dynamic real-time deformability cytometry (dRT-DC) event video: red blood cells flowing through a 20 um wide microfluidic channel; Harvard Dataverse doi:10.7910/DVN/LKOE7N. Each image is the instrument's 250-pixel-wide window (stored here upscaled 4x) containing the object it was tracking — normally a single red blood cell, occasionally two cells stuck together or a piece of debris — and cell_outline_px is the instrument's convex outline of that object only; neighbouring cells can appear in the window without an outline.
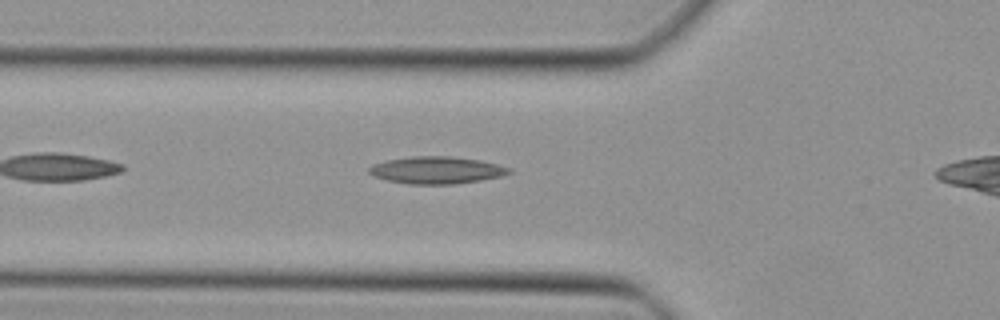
{"species": "Egyptian fruit bat (a non-hibernating species)", "species_latin": "Rousettus aegyptiacus", "temperature_condition": "cold", "stored_images_in_passage": 31, "camera_frame_rate_fps": 3000, "um_per_image_px": 0.085, "animal": {"sex": "female"}, "frame": {"image": 1, "passage_image": 6, "time_ms": 1.667, "image_size_px": [1000, 320], "cell_outline_px": [[512, 172], [500, 176], [480, 180], [452, 184], [408, 184], [388, 180], [376, 176], [368, 172], [368, 168], [372, 164], [388, 160], [412, 156], [448, 156], [480, 160], [512, 168]], "centroid_in_image_um": [37.11, 14.46], "position_along_channel_um": 88.7, "area_um2": 21.96}}
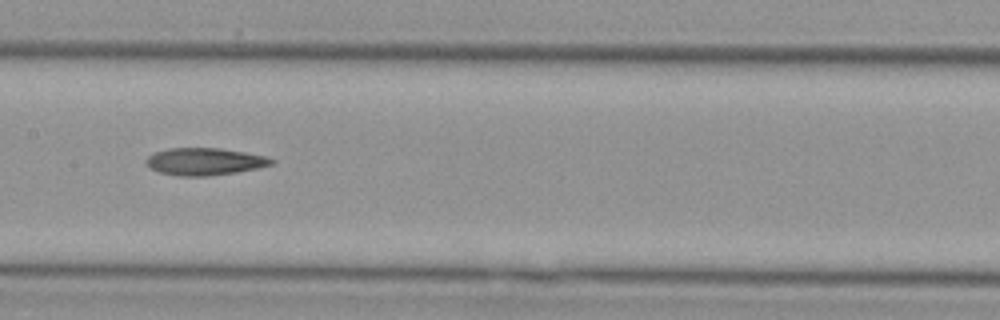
{"frame": {"image": 2, "passage_image": 13, "time_ms": 4.0, "image_size_px": [1000, 320], "cell_outline_px": [[276, 164], [236, 172], [204, 176], [180, 176], [160, 172], [152, 168], [144, 160], [148, 156], [156, 152], [168, 148], [220, 148], [244, 152], [264, 156], [276, 160]], "centroid_in_image_um": [17.42, 13.72], "position_along_channel_um": 190.0, "area_um2": 19.71}}
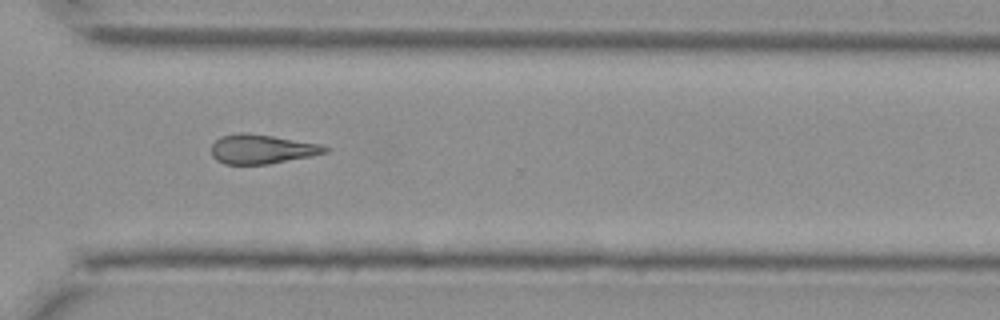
{"frame": {"image": 3, "passage_image": 24, "time_ms": 7.667, "image_size_px": [1000, 320], "cell_outline_px": [[332, 148], [328, 152], [268, 164], [224, 164], [216, 160], [212, 156], [212, 144], [220, 136], [236, 132], [244, 132], [272, 136], [320, 144]], "centroid_in_image_um": [22.23, 12.66], "position_along_channel_um": 348.4, "area_um2": 19.36}}